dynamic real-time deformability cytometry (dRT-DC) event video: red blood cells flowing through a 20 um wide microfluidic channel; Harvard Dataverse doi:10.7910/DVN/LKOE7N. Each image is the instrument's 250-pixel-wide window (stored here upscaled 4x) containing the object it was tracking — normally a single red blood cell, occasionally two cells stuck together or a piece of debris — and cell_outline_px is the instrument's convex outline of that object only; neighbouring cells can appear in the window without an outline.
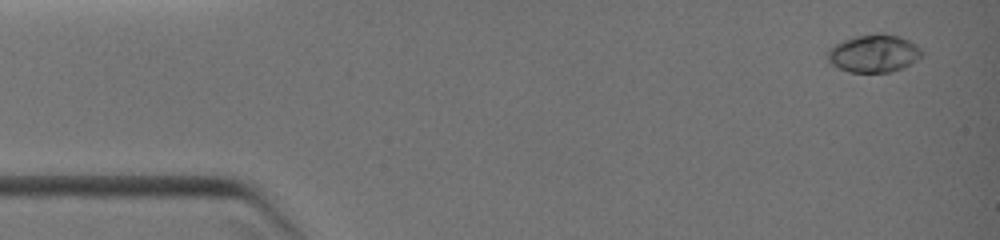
{"species": "common noctule bat (a hibernating species)", "species_latin": "Nyctalus noctula", "temperature_condition": "warm", "stored_images_in_passage": 32, "camera_frame_rate_fps": 3000, "um_per_image_px": 0.085, "animal": {"sex": "female", "body_mass_g": 19.0, "forearm_length_mm": 51.5}, "frame": {"image": 1, "passage_image": 1, "time_ms": 0.0, "image_size_px": [1000, 240], "cell_outline_px": [[924, 56], [904, 68], [888, 72], [848, 72], [832, 64], [824, 56], [828, 48], [852, 36], [880, 32], [900, 36], [916, 44], [924, 52]], "centroid_in_image_um": [74.28, 4.53], "position_along_channel_um": 10.7, "area_um2": 21.21}}
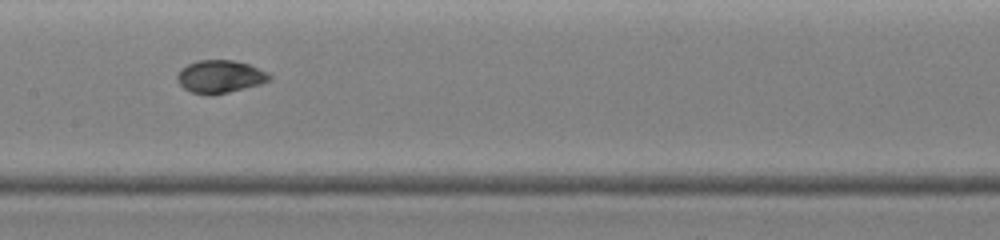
{"frame": {"image": 2, "passage_image": 19, "time_ms": 6.0, "image_size_px": [1000, 240], "cell_outline_px": [[272, 80], [260, 84], [212, 96], [208, 96], [192, 92], [184, 88], [176, 80], [176, 76], [180, 68], [196, 60], [232, 60], [248, 64], [268, 72], [272, 76]], "centroid_in_image_um": [18.69, 6.51], "position_along_channel_um": 188.7, "area_um2": 17.8}}
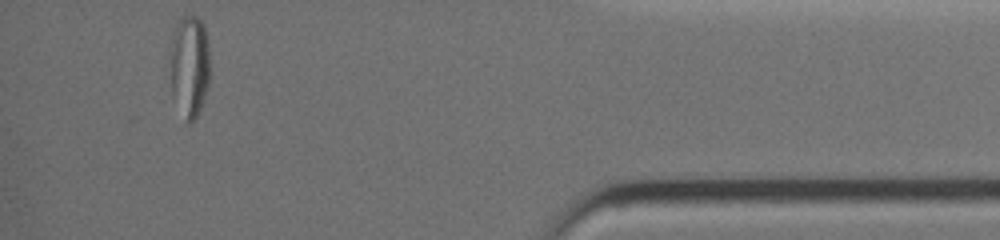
{"frame": {"image": 3, "passage_image": 32, "time_ms": 11.667, "image_size_px": [1000, 240], "cell_outline_px": [[208, 84], [204, 100], [196, 116], [188, 124], [184, 124], [172, 92], [168, 52], [172, 32], [176, 20], [180, 16], [188, 12], [196, 16], [204, 24], [208, 44]], "centroid_in_image_um": [16.05, 5.54], "position_along_channel_um": 419.2, "area_um2": 24.62}}